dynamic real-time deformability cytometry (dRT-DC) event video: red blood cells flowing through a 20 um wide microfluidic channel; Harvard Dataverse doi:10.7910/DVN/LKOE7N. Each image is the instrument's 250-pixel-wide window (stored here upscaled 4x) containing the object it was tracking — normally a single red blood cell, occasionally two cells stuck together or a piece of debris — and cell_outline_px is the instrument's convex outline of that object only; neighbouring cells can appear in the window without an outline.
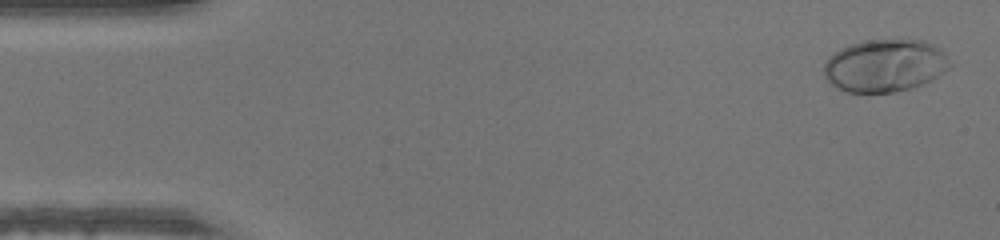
{"species": "human", "species_latin": "Homo sapiens", "temperature_condition": "warm", "stored_images_in_passage": 49, "camera_frame_rate_fps": 3000, "um_per_image_px": 0.085, "donor": {"sex": "male"}, "frame": {"image": 1, "passage_image": 2, "time_ms": 0.333, "image_size_px": [1000, 240], "cell_outline_px": [[952, 64], [948, 68], [932, 80], [924, 84], [912, 88], [896, 92], [844, 92], [836, 88], [824, 76], [824, 64], [828, 56], [832, 52], [848, 44], [864, 40], [924, 40], [932, 44], [944, 52]], "centroid_in_image_um": [75.19, 5.57], "position_along_channel_um": 9.8, "area_um2": 38.96}}
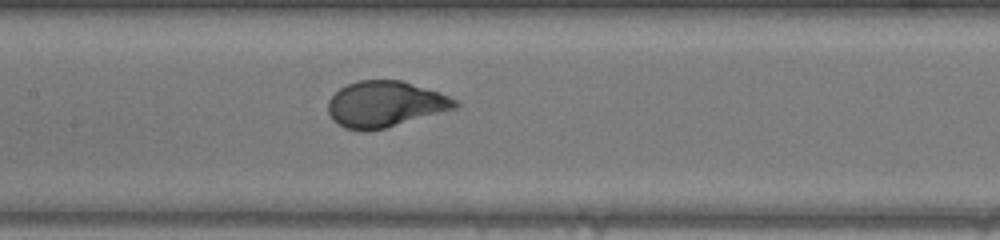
{"frame": {"image": 2, "passage_image": 23, "time_ms": 7.333, "image_size_px": [1000, 240], "cell_outline_px": [[460, 104], [456, 108], [384, 128], [344, 128], [332, 120], [328, 112], [328, 100], [340, 88], [348, 84], [360, 80], [400, 80], [440, 92], [456, 100]], "centroid_in_image_um": [32.73, 8.82], "position_along_channel_um": 174.7, "area_um2": 33.29}}
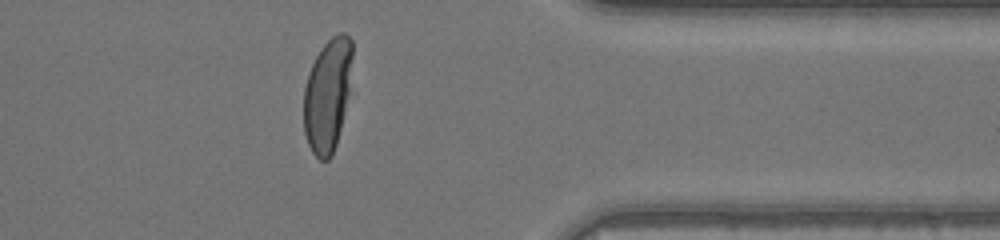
{"frame": {"image": 3, "passage_image": 39, "time_ms": 12.667, "image_size_px": [1000, 240], "cell_outline_px": [[352, 56], [348, 92], [344, 112], [336, 144], [332, 156], [328, 160], [320, 160], [312, 152], [308, 144], [304, 132], [304, 88], [308, 72], [320, 48], [332, 36], [340, 32], [344, 32], [352, 40]], "centroid_in_image_um": [27.82, 8.06], "position_along_channel_um": 383.6, "area_um2": 31.79}}